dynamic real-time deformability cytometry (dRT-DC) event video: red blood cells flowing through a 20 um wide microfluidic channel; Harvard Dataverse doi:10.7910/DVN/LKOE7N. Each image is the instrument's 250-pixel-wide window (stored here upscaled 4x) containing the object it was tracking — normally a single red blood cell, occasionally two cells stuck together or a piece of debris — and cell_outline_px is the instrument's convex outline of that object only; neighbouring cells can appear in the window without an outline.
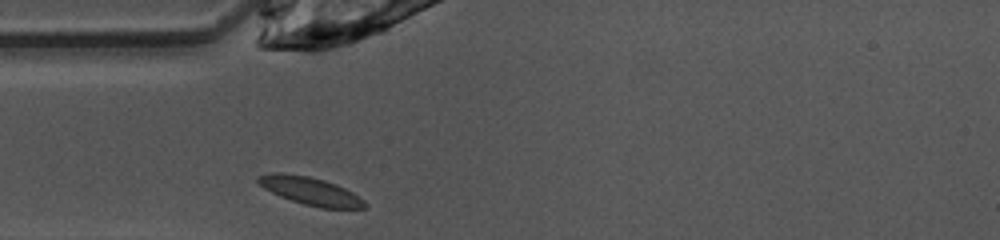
{"species": "common noctule bat (a hibernating species)", "species_latin": "Nyctalus noctula", "temperature_condition": "warm", "stored_images_in_passage": 26, "camera_frame_rate_fps": 3000, "um_per_image_px": 0.085, "animal": {"sex": "female", "body_mass_g": 10.0, "forearm_length_mm": 53.1}, "frame": {"image": 1, "passage_image": 1, "time_ms": 0.0, "image_size_px": [1000, 240], "cell_outline_px": [[368, 204], [364, 208], [320, 208], [304, 204], [280, 196], [264, 188], [256, 180], [256, 176], [272, 172], [280, 172], [308, 176], [324, 180], [336, 184], [352, 192], [364, 200]], "centroid_in_image_um": [26.37, 16.22], "position_along_channel_um": 58.6, "area_um2": 17.22}}
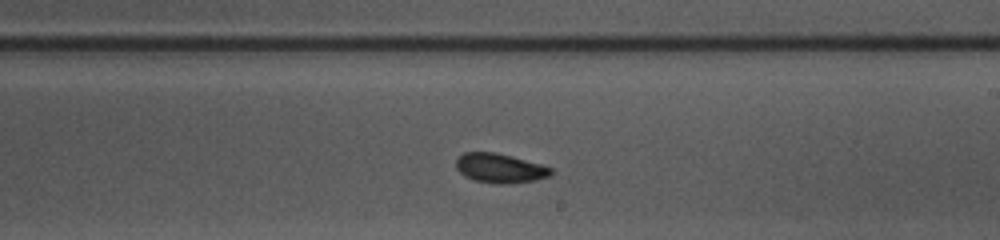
{"frame": {"image": 2, "passage_image": 15, "time_ms": 4.667, "image_size_px": [1000, 240], "cell_outline_px": [[552, 176], [536, 180], [512, 184], [492, 184], [476, 180], [464, 176], [456, 168], [456, 160], [464, 152], [496, 152], [512, 156], [540, 164], [552, 168]], "centroid_in_image_um": [42.51, 14.31], "position_along_channel_um": 246.5, "area_um2": 16.42}}
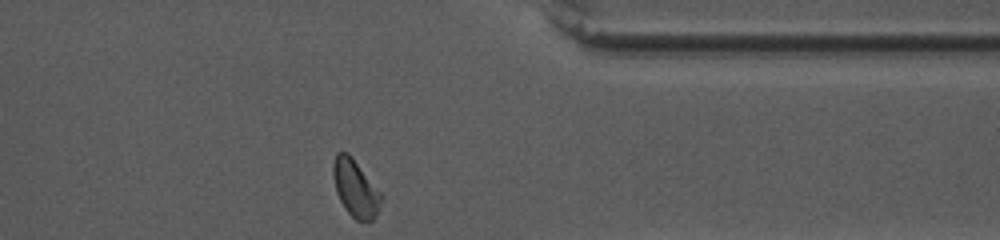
{"frame": {"image": 3, "passage_image": 26, "time_ms": 8.333, "image_size_px": [1000, 240], "cell_outline_px": [[384, 196], [376, 216], [372, 220], [356, 220], [348, 212], [340, 200], [336, 192], [332, 176], [332, 164], [336, 152], [348, 152]], "centroid_in_image_um": [30.2, 15.98], "position_along_channel_um": 381.2, "area_um2": 16.01}, "authors_computed_cell_mechanics": {"area_um2": 16.2418, "velocity_mm_per_s": 4.0209, "shape_relaxation_time_tau1_ms": 2.2577, "shape_relaxation_time_tau2_ms": 2.6519, "deformation_change_tau1": 0.1017, "deformation_change_tau2": 0.0514}}